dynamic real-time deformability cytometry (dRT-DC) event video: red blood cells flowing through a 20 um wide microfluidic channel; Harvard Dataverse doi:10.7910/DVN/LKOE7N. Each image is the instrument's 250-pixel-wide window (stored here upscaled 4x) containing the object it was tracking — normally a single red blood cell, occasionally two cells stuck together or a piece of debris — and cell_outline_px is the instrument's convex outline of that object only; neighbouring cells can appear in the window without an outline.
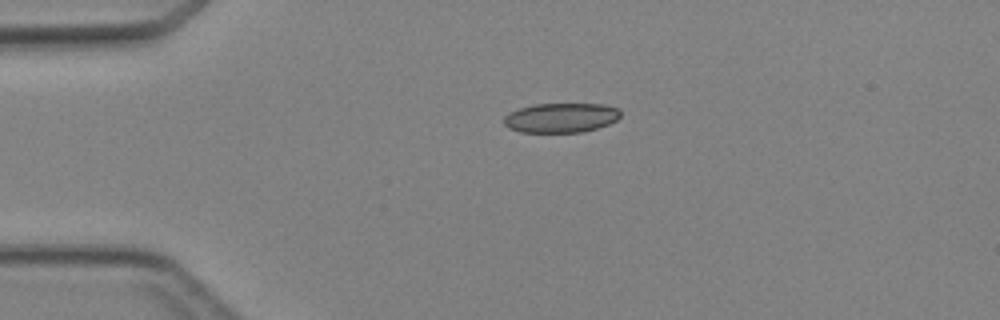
{"species": "Egyptian fruit bat (a non-hibernating species)", "species_latin": "Rousettus aegyptiacus", "temperature_condition": "cold", "stored_images_in_passage": 3, "camera_frame_rate_fps": 3000, "um_per_image_px": 0.085, "animal": {"sex": "female"}, "frame": {"image": 1, "passage_image": 1, "time_ms": 0.0, "image_size_px": [1000, 320], "cell_outline_px": [[620, 116], [616, 120], [608, 124], [584, 132], [520, 132], [508, 128], [504, 124], [504, 116], [508, 112], [520, 108], [536, 104], [604, 104], [620, 108]], "centroid_in_image_um": [47.68, 10.01], "position_along_channel_um": 37.3, "area_um2": 20.17}}
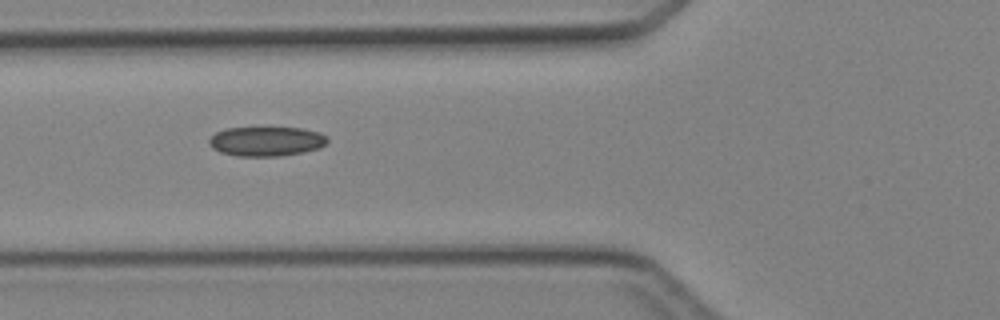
{"frame": {"image": 2, "passage_image": 3, "time_ms": 2.333, "image_size_px": [1000, 320], "cell_outline_px": [[328, 144], [320, 148], [304, 152], [280, 156], [236, 156], [220, 152], [212, 148], [208, 144], [208, 140], [216, 132], [224, 128], [300, 128], [320, 132], [328, 136]], "centroid_in_image_um": [22.66, 12.02], "position_along_channel_um": 103.1, "area_um2": 20.58}}